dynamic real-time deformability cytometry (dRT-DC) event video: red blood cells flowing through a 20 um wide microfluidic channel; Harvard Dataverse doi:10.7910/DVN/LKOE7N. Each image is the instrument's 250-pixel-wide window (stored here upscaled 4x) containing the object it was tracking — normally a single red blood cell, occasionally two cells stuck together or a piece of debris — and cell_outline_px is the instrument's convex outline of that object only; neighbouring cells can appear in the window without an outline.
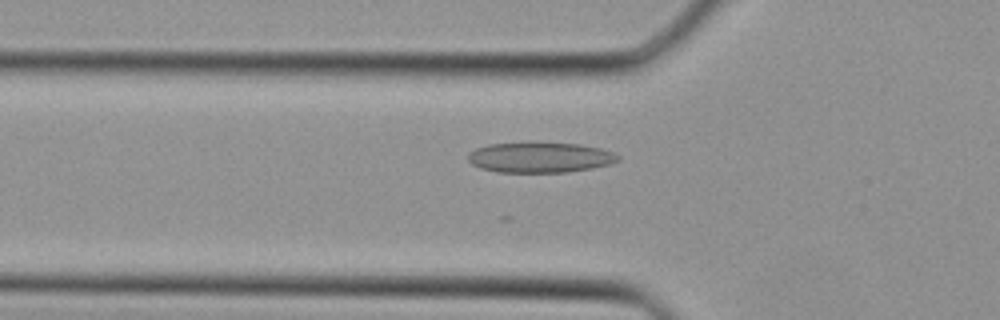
{"species": "Egyptian fruit bat (a non-hibernating species)", "species_latin": "Rousettus aegyptiacus", "temperature_condition": "cold", "stored_images_in_passage": 8, "camera_frame_rate_fps": 3000, "um_per_image_px": 0.085, "animal": {"sex": "female"}, "frame": {"image": 1, "passage_image": 2, "time_ms": 0.333, "image_size_px": [1000, 320], "cell_outline_px": [[620, 160], [608, 164], [592, 168], [568, 172], [496, 172], [480, 168], [472, 164], [468, 160], [468, 152], [476, 148], [488, 144], [580, 144], [600, 148], [612, 152], [620, 156]], "centroid_in_image_um": [45.89, 13.4], "position_along_channel_um": 79.9, "area_um2": 26.07}}
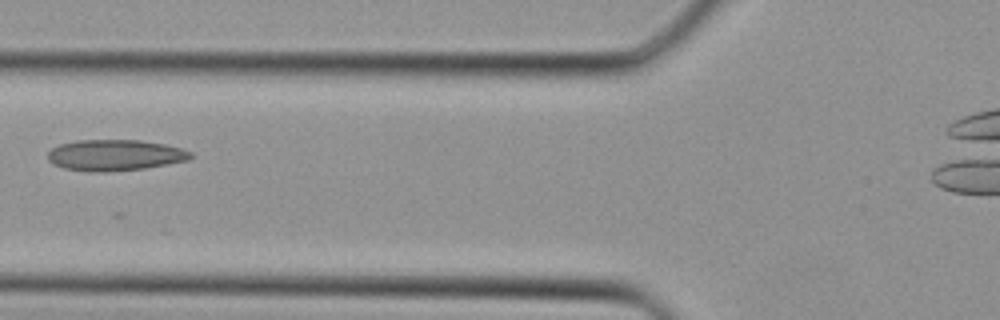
{"frame": {"image": 2, "passage_image": 4, "time_ms": 1.0, "image_size_px": [1000, 320], "cell_outline_px": [[192, 156], [188, 160], [144, 168], [108, 172], [92, 172], [64, 168], [52, 164], [48, 160], [48, 152], [52, 148], [60, 144], [76, 140], [140, 140], [164, 144], [180, 148], [192, 152]], "centroid_in_image_um": [9.74, 13.19], "position_along_channel_um": 116.1, "area_um2": 25.84}}